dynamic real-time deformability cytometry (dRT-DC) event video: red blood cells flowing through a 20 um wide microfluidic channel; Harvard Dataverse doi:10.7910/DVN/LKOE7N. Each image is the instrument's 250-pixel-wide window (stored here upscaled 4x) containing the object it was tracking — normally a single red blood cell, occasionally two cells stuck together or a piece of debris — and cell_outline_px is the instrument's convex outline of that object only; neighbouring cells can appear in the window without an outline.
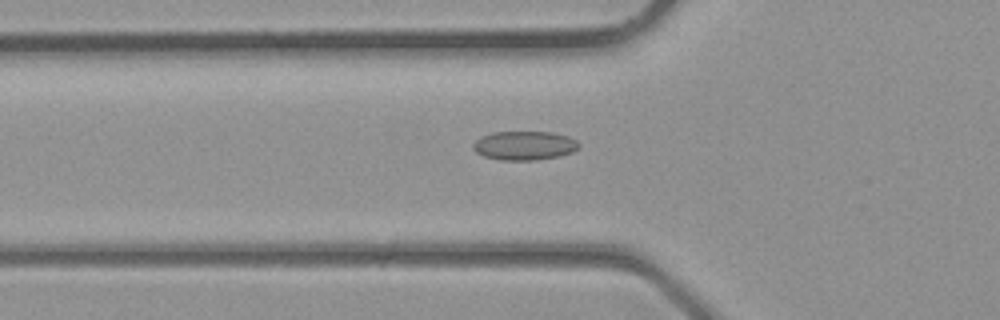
{"species": "common noctule bat (a hibernating species)", "species_latin": "Nyctalus noctula", "temperature_condition": "room temperature", "stored_images_in_passage": 36, "camera_frame_rate_fps": 3000, "um_per_image_px": 0.085, "animal": {"sex": "male", "body_mass_g": 23.1, "forearm_length_mm": 52.7}, "frame": {"image": 1, "passage_image": 12, "time_ms": 3.667, "image_size_px": [1000, 320], "cell_outline_px": [[580, 148], [572, 152], [560, 156], [536, 160], [500, 160], [484, 156], [476, 152], [472, 148], [472, 144], [480, 136], [492, 132], [552, 132], [568, 136], [576, 140], [580, 144]], "centroid_in_image_um": [44.58, 12.37], "position_along_channel_um": 81.2, "area_um2": 18.03}}
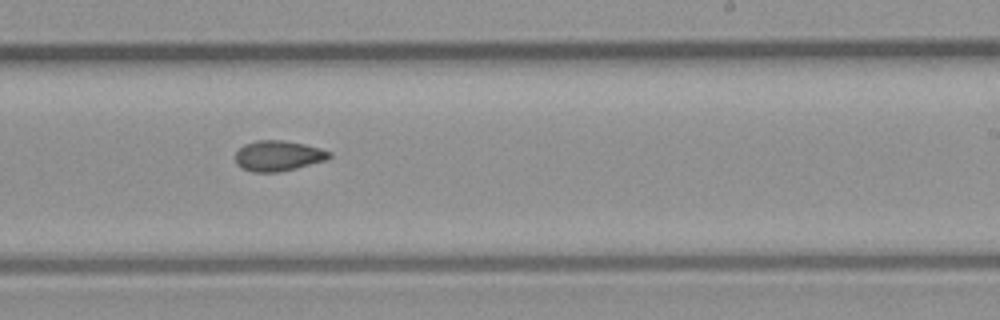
{"frame": {"image": 2, "passage_image": 22, "time_ms": 7.0, "image_size_px": [1000, 320], "cell_outline_px": [[332, 156], [328, 160], [296, 168], [276, 172], [252, 172], [236, 164], [236, 152], [244, 144], [256, 140], [284, 140], [304, 144], [320, 148], [332, 152]], "centroid_in_image_um": [23.68, 13.23], "position_along_channel_um": 265.3, "area_um2": 16.7}}
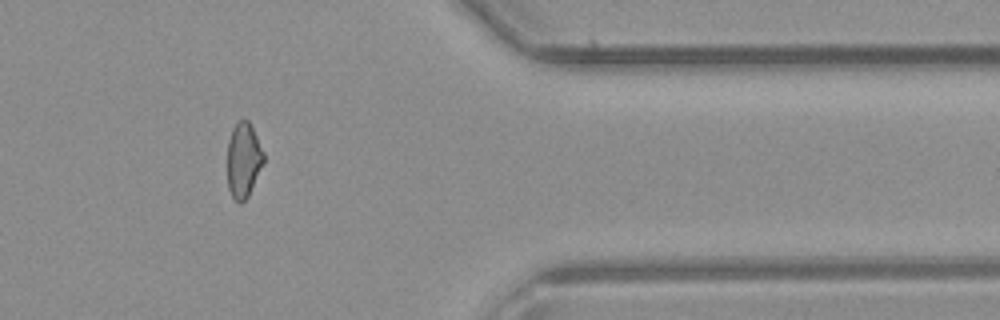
{"frame": {"image": 3, "passage_image": 30, "time_ms": 9.667, "image_size_px": [1000, 320], "cell_outline_px": [[264, 160], [248, 196], [240, 204], [232, 196], [228, 188], [228, 140], [232, 128], [240, 120], [248, 120], [264, 152]], "centroid_in_image_um": [20.68, 13.6], "position_along_channel_um": 390.7, "area_um2": 15.55}}